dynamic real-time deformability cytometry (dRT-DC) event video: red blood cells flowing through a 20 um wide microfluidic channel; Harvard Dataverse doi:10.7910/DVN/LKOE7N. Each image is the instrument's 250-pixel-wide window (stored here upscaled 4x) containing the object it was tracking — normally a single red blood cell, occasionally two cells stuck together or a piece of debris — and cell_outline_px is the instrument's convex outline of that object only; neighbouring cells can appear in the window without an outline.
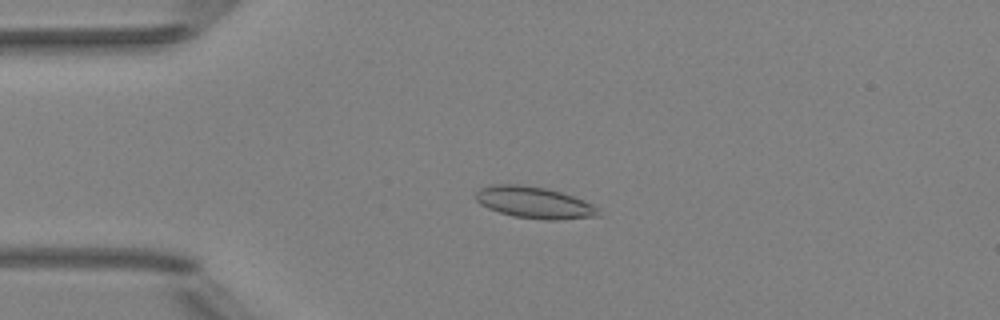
{"species": "Egyptian fruit bat (a non-hibernating species)", "species_latin": "Rousettus aegyptiacus", "temperature_condition": "room temperature", "stored_images_in_passage": 50, "camera_frame_rate_fps": 3000, "um_per_image_px": 0.085, "animal": {"sex": "female"}, "frame": {"image": 1, "passage_image": 11, "time_ms": 3.333, "image_size_px": [1000, 320], "cell_outline_px": [[600, 216], [560, 220], [548, 220], [512, 216], [488, 208], [480, 204], [476, 200], [476, 192], [480, 188], [492, 184], [520, 184], [544, 188], [560, 192], [584, 200], [592, 204], [596, 208]], "centroid_in_image_um": [45.39, 17.22], "position_along_channel_um": 39.6, "area_um2": 22.48}}
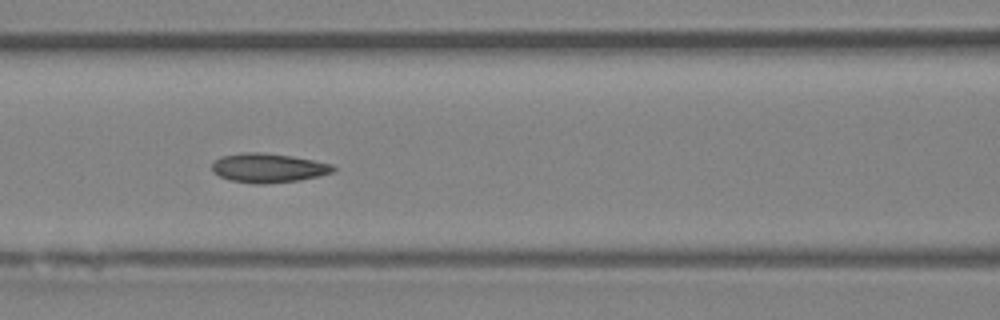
{"frame": {"image": 2, "passage_image": 21, "time_ms": 6.667, "image_size_px": [1000, 320], "cell_outline_px": [[336, 168], [332, 172], [320, 176], [300, 180], [264, 184], [256, 184], [232, 180], [220, 176], [212, 172], [212, 164], [220, 156], [244, 152], [264, 152], [292, 156], [332, 164]], "centroid_in_image_um": [22.8, 14.27], "position_along_channel_um": 143.8, "area_um2": 20.63}}
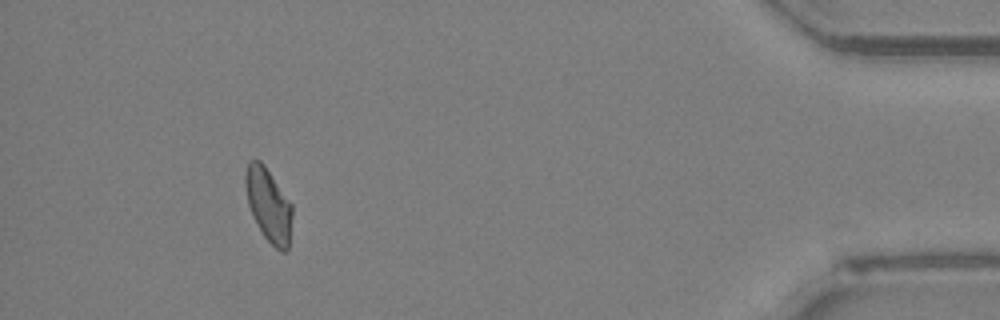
{"frame": {"image": 3, "passage_image": 46, "time_ms": 15.0, "image_size_px": [1000, 320], "cell_outline_px": [[292, 216], [288, 248], [284, 252], [280, 252], [264, 236], [248, 204], [244, 184], [244, 176], [248, 160], [260, 160], [264, 164], [292, 204]], "centroid_in_image_um": [22.82, 17.38], "position_along_channel_um": 412.4, "area_um2": 19.83}, "authors_computed_cell_mechanics": {"area_um2": 20.1722, "velocity_mm_per_s": 3.9884, "shape_relaxation_time_tau1_ms": null, "shape_relaxation_time_tau2_ms": 4.3593, "deformation_change_tau1": null, "deformation_change_tau2": 0.0806}}